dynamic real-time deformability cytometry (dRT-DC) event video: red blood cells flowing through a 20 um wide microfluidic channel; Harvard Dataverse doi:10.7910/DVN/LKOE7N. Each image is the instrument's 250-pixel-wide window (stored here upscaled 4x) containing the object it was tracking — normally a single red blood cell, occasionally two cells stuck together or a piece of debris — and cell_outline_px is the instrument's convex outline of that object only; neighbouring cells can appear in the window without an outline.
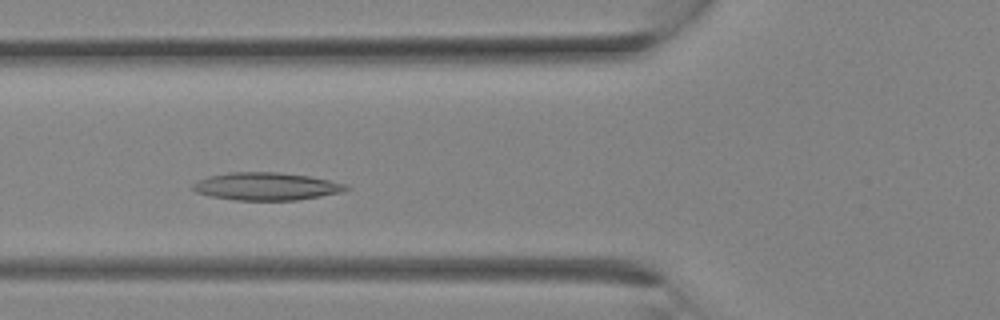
{"species": "Egyptian fruit bat (a non-hibernating species)", "species_latin": "Rousettus aegyptiacus", "temperature_condition": "room temperature", "stored_images_in_passage": 13, "camera_frame_rate_fps": 3000, "um_per_image_px": 0.085, "animal": {"sex": "female"}, "frame": {"image": 1, "passage_image": 8, "time_ms": 2.333, "image_size_px": [1000, 320], "cell_outline_px": [[352, 188], [340, 192], [320, 196], [296, 200], [236, 200], [212, 196], [196, 192], [192, 188], [192, 184], [196, 180], [208, 176], [228, 172], [280, 172], [308, 176], [348, 184]], "centroid_in_image_um": [22.62, 15.83], "position_along_channel_um": 103.2, "area_um2": 24.74}}
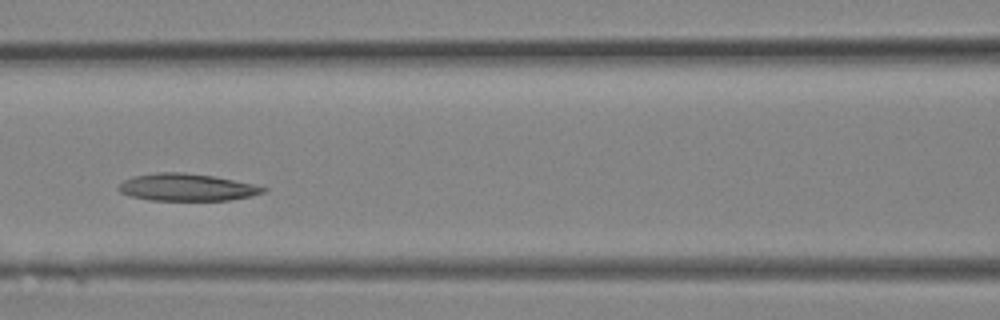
{"frame": {"image": 2, "passage_image": 10, "time_ms": 3.0, "image_size_px": [1000, 320], "cell_outline_px": [[268, 188], [264, 192], [252, 196], [232, 200], [148, 200], [132, 196], [120, 192], [116, 188], [124, 180], [132, 176], [156, 172], [184, 172], [216, 176], [252, 184]], "centroid_in_image_um": [15.87, 15.91], "position_along_channel_um": 150.7, "area_um2": 23.06}}
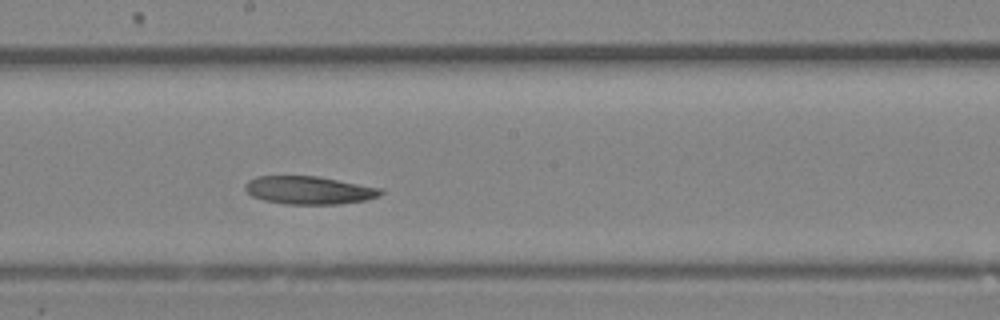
{"frame": {"image": 3, "passage_image": 13, "time_ms": 4.0, "image_size_px": [1000, 320], "cell_outline_px": [[384, 192], [380, 196], [368, 200], [336, 204], [284, 204], [264, 200], [252, 196], [244, 188], [244, 184], [248, 180], [256, 176], [316, 176], [384, 188]], "centroid_in_image_um": [26.3, 16.17], "position_along_channel_um": 221.9, "area_um2": 22.31}}